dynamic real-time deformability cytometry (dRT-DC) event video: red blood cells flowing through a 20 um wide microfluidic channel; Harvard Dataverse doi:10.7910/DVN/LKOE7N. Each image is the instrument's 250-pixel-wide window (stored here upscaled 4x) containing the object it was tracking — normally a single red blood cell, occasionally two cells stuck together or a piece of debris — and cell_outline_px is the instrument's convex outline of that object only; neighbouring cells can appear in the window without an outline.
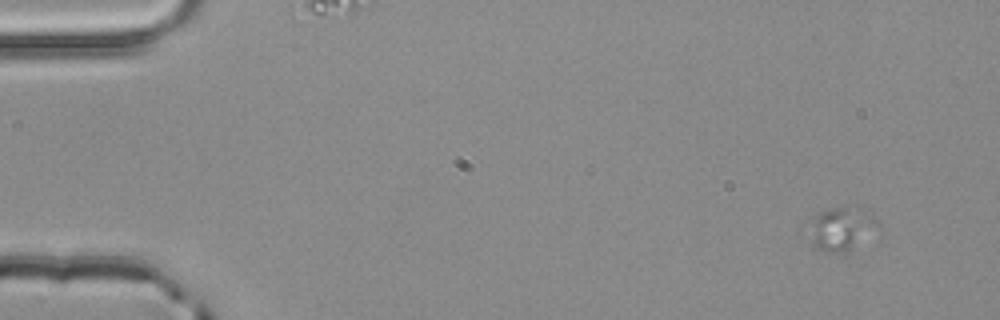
{"species": "common noctule bat (a hibernating species)", "species_latin": "Nyctalus noctula", "temperature_condition": "room temperature", "stored_images_in_passage": 5, "camera_frame_rate_fps": 3000, "um_per_image_px": 0.085, "animal": {"sex": "male", "body_mass_g": 20.4}, "frame": {"image": 1, "passage_image": 2, "time_ms": 0.333, "image_size_px": [1000, 320], "cell_outline_px": [[884, 232], [848, 252], [824, 252], [816, 248], [804, 232], [804, 220], [808, 216], [828, 208], [856, 204], [872, 212], [884, 228]], "centroid_in_image_um": [71.56, 19.4], "position_along_channel_um": 13.4, "area_um2": 20.17}}
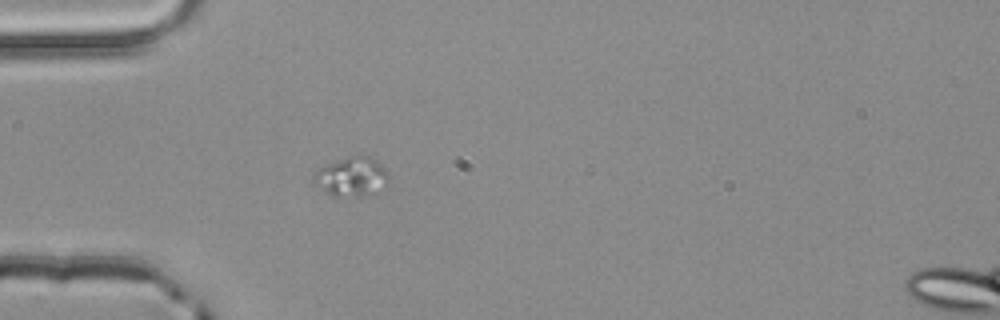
{"frame": {"image": 2, "passage_image": 5, "time_ms": 1.333, "image_size_px": [1000, 320], "cell_outline_px": [[392, 176], [388, 188], [364, 196], [332, 196], [312, 176], [320, 168], [328, 164], [348, 156], [368, 156], [380, 164]], "centroid_in_image_um": [30.03, 15.03], "position_along_channel_um": 55.0, "area_um2": 16.94}}